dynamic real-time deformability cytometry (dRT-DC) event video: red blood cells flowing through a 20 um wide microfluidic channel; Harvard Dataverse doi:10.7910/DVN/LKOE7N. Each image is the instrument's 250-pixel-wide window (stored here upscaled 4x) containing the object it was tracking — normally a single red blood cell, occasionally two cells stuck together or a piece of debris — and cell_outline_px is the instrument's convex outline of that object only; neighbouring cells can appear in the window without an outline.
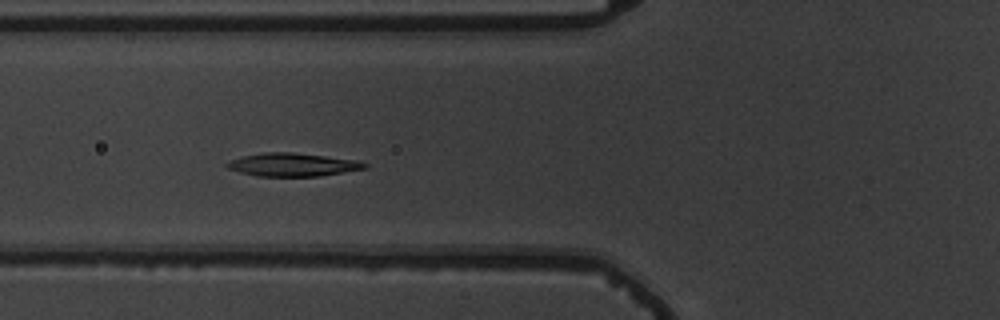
{"species": "common noctule bat (a hibernating species)", "species_latin": "Nyctalus noctula", "temperature_condition": "warm", "stored_images_in_passage": 8, "camera_frame_rate_fps": 3000, "um_per_image_px": 0.085, "animal": {"sex": "male", "body_mass_g": 19.5, "forearm_length_mm": 54.6}, "frame": {"image": 1, "passage_image": 3, "time_ms": 2.0, "image_size_px": [1000, 320], "cell_outline_px": [[368, 168], [320, 176], [256, 176], [240, 172], [228, 168], [224, 164], [232, 160], [244, 156], [264, 152], [292, 152], [360, 160], [368, 164]], "centroid_in_image_um": [24.93, 13.99], "position_along_channel_um": 100.9, "area_um2": 18.61}}
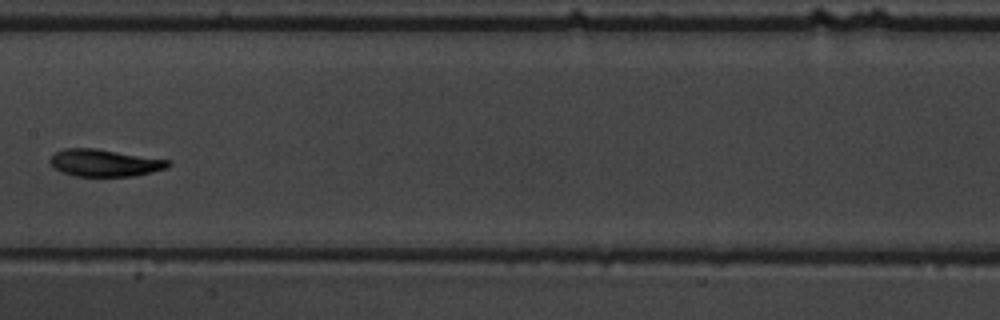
{"frame": {"image": 2, "passage_image": 5, "time_ms": 4.667, "image_size_px": [1000, 320], "cell_outline_px": [[172, 164], [168, 168], [152, 172], [132, 176], [76, 176], [52, 168], [48, 160], [56, 152], [64, 148], [96, 148], [172, 160]], "centroid_in_image_um": [8.92, 13.84], "position_along_channel_um": 198.5, "area_um2": 18.9}}
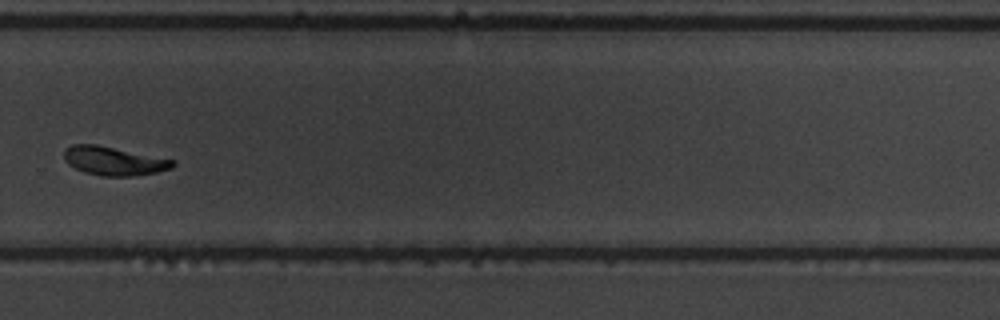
{"frame": {"image": 3, "passage_image": 8, "time_ms": 8.0, "image_size_px": [1000, 320], "cell_outline_px": [[176, 164], [172, 168], [156, 172], [132, 176], [100, 176], [84, 172], [68, 164], [64, 160], [64, 152], [72, 144], [96, 144], [176, 160]], "centroid_in_image_um": [9.69, 13.68], "position_along_channel_um": 320.1, "area_um2": 18.15}}